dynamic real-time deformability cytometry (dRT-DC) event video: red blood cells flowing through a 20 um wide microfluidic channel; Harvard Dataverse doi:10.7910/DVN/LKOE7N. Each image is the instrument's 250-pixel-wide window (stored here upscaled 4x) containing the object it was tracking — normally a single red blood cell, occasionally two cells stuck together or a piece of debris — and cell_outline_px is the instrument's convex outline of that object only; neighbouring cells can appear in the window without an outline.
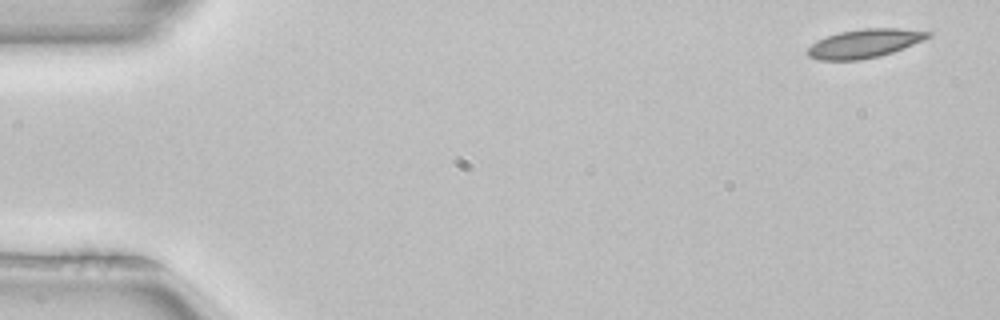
{"species": "common noctule bat (a hibernating species)", "species_latin": "Nyctalus noctula", "temperature_condition": "room temperature", "stored_images_in_passage": 4, "camera_frame_rate_fps": 3000, "um_per_image_px": 0.085, "animal": {"sex": "female", "body_mass_g": 22.7, "forearm_length_mm": 54.2}, "frame": {"image": 1, "passage_image": 1, "time_ms": 0.0, "image_size_px": [1000, 320], "cell_outline_px": [[932, 36], [924, 40], [892, 52], [880, 56], [860, 60], [820, 60], [808, 56], [808, 48], [812, 44], [828, 36], [840, 32], [864, 28], [896, 28], [932, 32]], "centroid_in_image_um": [73.52, 3.69], "position_along_channel_um": 11.5, "area_um2": 19.88}}
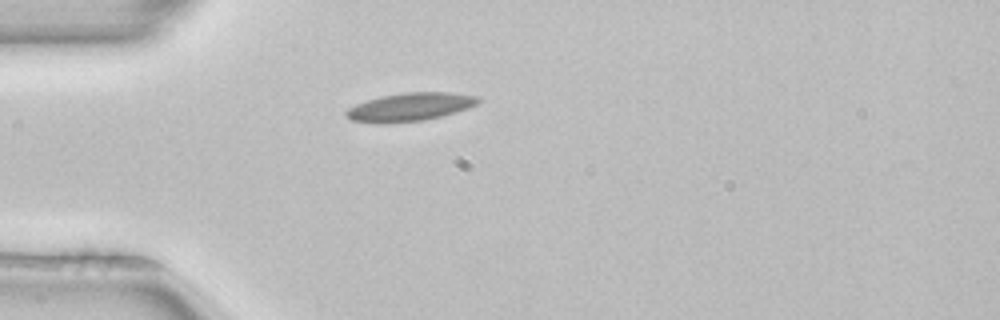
{"frame": {"image": 2, "passage_image": 4, "time_ms": 1.0, "image_size_px": [1000, 320], "cell_outline_px": [[480, 100], [476, 104], [468, 108], [440, 116], [424, 120], [384, 124], [376, 124], [352, 120], [344, 116], [344, 112], [348, 108], [356, 104], [380, 96], [404, 92], [448, 92], [480, 96]], "centroid_in_image_um": [34.81, 9.09], "position_along_channel_um": 50.2, "area_um2": 21.85}}